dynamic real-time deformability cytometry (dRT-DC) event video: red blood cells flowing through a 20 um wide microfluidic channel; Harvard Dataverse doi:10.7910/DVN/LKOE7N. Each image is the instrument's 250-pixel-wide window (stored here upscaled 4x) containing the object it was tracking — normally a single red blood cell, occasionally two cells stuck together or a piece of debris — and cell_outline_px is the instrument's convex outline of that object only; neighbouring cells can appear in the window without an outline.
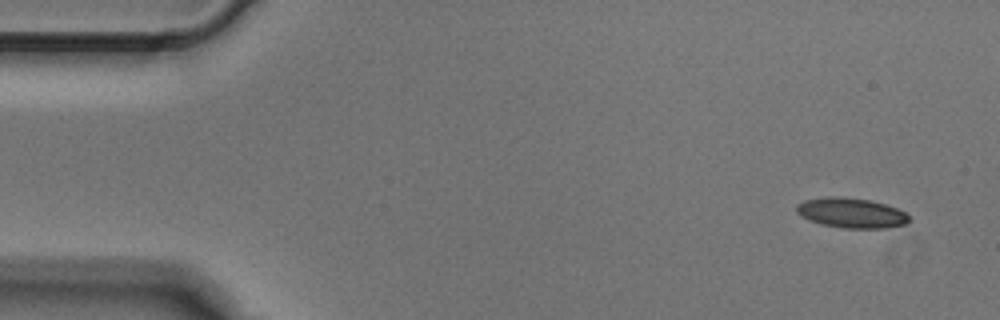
{"species": "Egyptian fruit bat (a non-hibernating species)", "species_latin": "Rousettus aegyptiacus", "temperature_condition": "cold", "stored_images_in_passage": 5, "segment_of_instrument_passage": [1, 2], "camera_frame_rate_fps": 3000, "um_per_image_px": 0.085, "animal": {"sex": "male"}, "frame": {"image": 1, "passage_image": 1, "time_ms": 0.0, "image_size_px": [1000, 320], "cell_outline_px": [[908, 220], [904, 224], [884, 228], [844, 228], [820, 224], [808, 220], [800, 216], [796, 212], [796, 204], [804, 200], [832, 196], [836, 196], [868, 200], [884, 204], [896, 208], [904, 212], [908, 216]], "centroid_in_image_um": [72.29, 18.1], "position_along_channel_um": 12.7, "area_um2": 19.48}}